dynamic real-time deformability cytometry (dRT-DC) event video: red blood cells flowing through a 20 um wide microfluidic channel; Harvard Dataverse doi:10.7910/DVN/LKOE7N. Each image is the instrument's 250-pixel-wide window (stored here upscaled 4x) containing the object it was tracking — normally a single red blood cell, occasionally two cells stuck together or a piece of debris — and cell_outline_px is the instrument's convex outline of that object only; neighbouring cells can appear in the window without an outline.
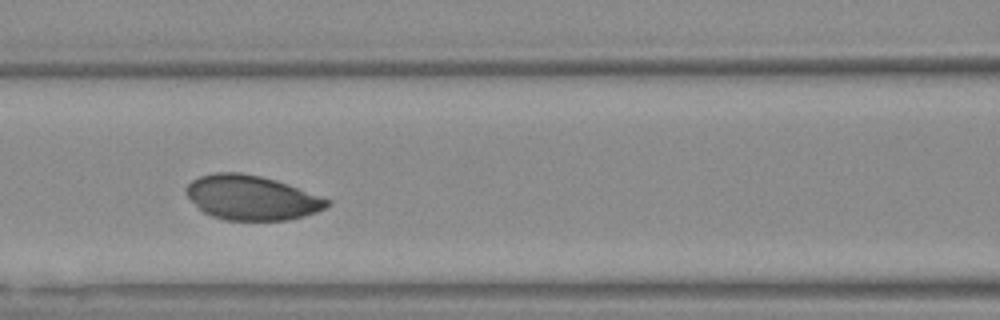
{"species": "Egyptian fruit bat (a non-hibernating species)", "species_latin": "Rousettus aegyptiacus", "temperature_condition": "warm", "stored_images_in_passage": 42, "camera_frame_rate_fps": 3000, "um_per_image_px": 0.085, "animal": {"sex": "female"}, "frame": {"image": 1, "passage_image": 17, "time_ms": 5.333, "image_size_px": [1000, 320], "cell_outline_px": [[332, 204], [316, 212], [304, 216], [288, 220], [224, 220], [212, 216], [204, 212], [188, 196], [188, 184], [192, 180], [200, 176], [216, 172], [240, 172], [260, 176], [276, 180], [332, 200]], "centroid_in_image_um": [21.43, 16.8], "position_along_channel_um": 145.2, "area_um2": 36.3}}